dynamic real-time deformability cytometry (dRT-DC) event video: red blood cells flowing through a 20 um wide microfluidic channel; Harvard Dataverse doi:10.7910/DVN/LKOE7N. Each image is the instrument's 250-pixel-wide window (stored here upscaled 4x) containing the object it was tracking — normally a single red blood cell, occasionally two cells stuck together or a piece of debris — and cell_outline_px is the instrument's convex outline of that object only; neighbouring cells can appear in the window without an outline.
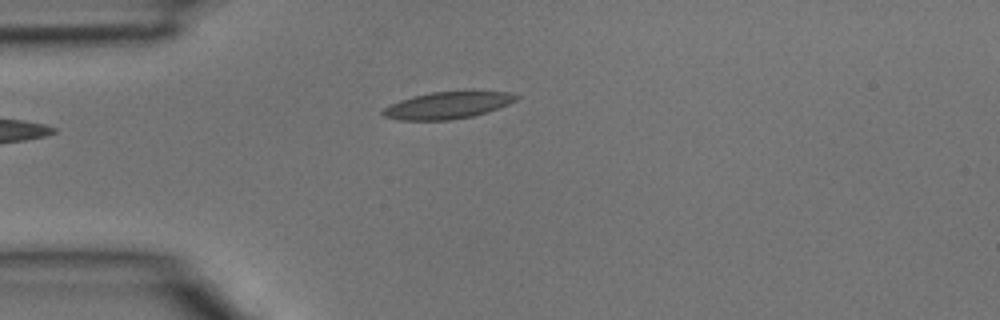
{"species": "common noctule bat (a hibernating species)", "species_latin": "Nyctalus noctula", "temperature_condition": "room temperature", "stored_images_in_passage": 4, "camera_frame_rate_fps": 3000, "um_per_image_px": 0.085, "animal": {"sex": "male", "body_mass_g": 15.6}, "frame": {"image": 1, "passage_image": 4, "time_ms": 1.0, "image_size_px": [1000, 320], "cell_outline_px": [[520, 96], [516, 100], [508, 104], [488, 112], [472, 116], [448, 120], [400, 120], [384, 116], [380, 112], [384, 108], [400, 100], [412, 96], [432, 92], [464, 88], [472, 88], [512, 92]], "centroid_in_image_um": [38.15, 8.88], "position_along_channel_um": 46.9, "area_um2": 21.91}}